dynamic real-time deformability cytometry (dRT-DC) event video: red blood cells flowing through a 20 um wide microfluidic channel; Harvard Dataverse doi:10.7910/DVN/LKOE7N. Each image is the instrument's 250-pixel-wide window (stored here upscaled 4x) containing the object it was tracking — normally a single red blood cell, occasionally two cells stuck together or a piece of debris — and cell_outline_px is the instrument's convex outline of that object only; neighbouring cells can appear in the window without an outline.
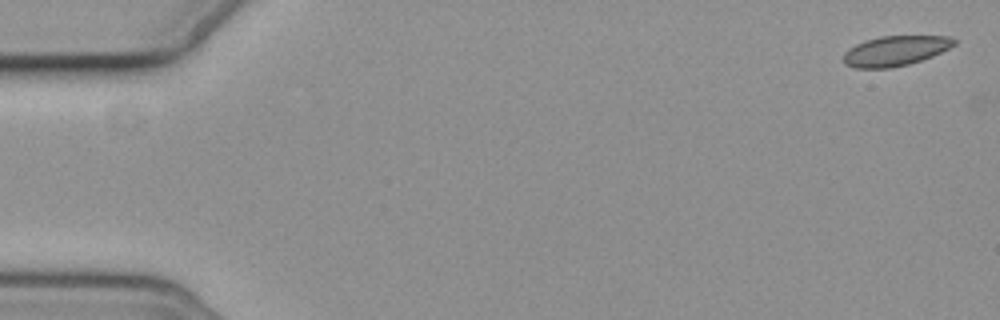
{"species": "common noctule bat (a hibernating species)", "species_latin": "Nyctalus noctula", "temperature_condition": "cold", "stored_images_in_passage": 5, "camera_frame_rate_fps": 3000, "um_per_image_px": 0.085, "animal": {"sex": "female", "body_mass_g": 19.3, "forearm_length_mm": 54.1}, "frame": {"image": 1, "passage_image": 1, "time_ms": 0.0, "image_size_px": [1000, 320], "cell_outline_px": [[956, 44], [932, 56], [908, 64], [892, 68], [856, 68], [844, 64], [844, 52], [848, 48], [864, 40], [880, 36], [948, 36], [956, 40]], "centroid_in_image_um": [76.06, 4.32], "position_along_channel_um": 8.9, "area_um2": 19.31}}
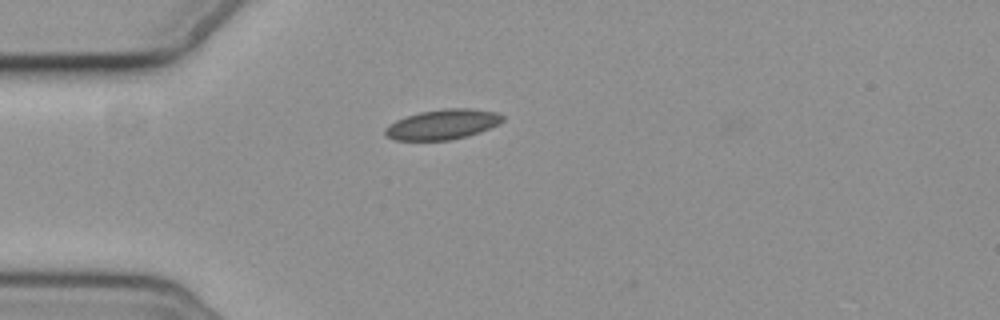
{"frame": {"image": 2, "passage_image": 5, "time_ms": 4.667, "image_size_px": [1000, 320], "cell_outline_px": [[504, 120], [500, 124], [480, 132], [468, 136], [448, 140], [396, 140], [384, 136], [384, 128], [388, 124], [396, 120], [420, 112], [444, 108], [472, 108], [500, 112], [504, 116]], "centroid_in_image_um": [37.65, 10.57], "position_along_channel_um": 47.3, "area_um2": 20.87}}